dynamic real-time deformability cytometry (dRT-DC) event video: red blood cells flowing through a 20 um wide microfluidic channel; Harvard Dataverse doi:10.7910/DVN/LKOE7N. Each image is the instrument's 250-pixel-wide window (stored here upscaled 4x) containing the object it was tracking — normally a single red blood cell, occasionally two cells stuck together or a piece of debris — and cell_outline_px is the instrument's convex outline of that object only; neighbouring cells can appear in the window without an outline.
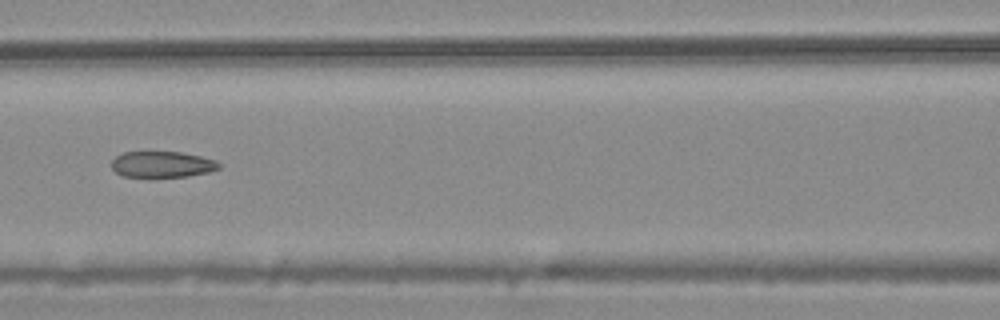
{"species": "common noctule bat (a hibernating species)", "species_latin": "Nyctalus noctula", "temperature_condition": "warm", "stored_images_in_passage": 5, "camera_frame_rate_fps": 3000, "um_per_image_px": 0.085, "animal": {"sex": "male", "body_mass_g": 20.4}, "frame": {"image": 1, "passage_image": 3, "time_ms": 0.667, "image_size_px": [1000, 320], "cell_outline_px": [[220, 168], [208, 172], [188, 176], [124, 176], [116, 172], [112, 168], [112, 160], [116, 156], [124, 152], [180, 152], [200, 156], [216, 160], [220, 164]], "centroid_in_image_um": [13.8, 13.96], "position_along_channel_um": 152.8, "area_um2": 16.07}}
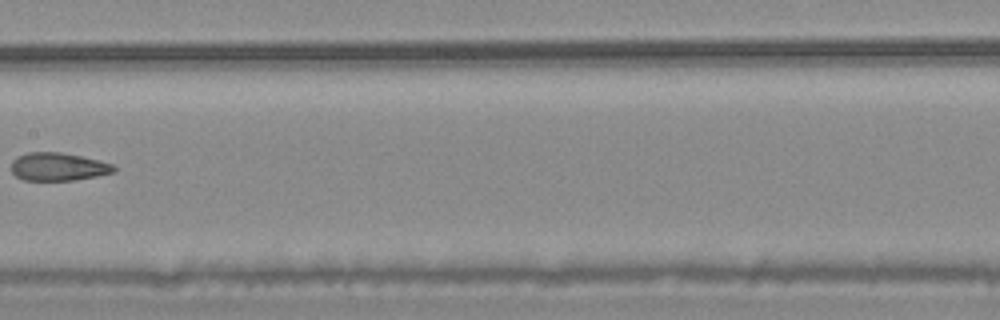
{"frame": {"image": 2, "passage_image": 4, "time_ms": 1.0, "image_size_px": [1000, 320], "cell_outline_px": [[116, 172], [76, 180], [24, 180], [16, 176], [12, 172], [12, 160], [16, 156], [28, 152], [60, 152], [80, 156], [112, 164], [116, 168]], "centroid_in_image_um": [4.92, 14.17], "position_along_channel_um": 202.5, "area_um2": 16.7}}
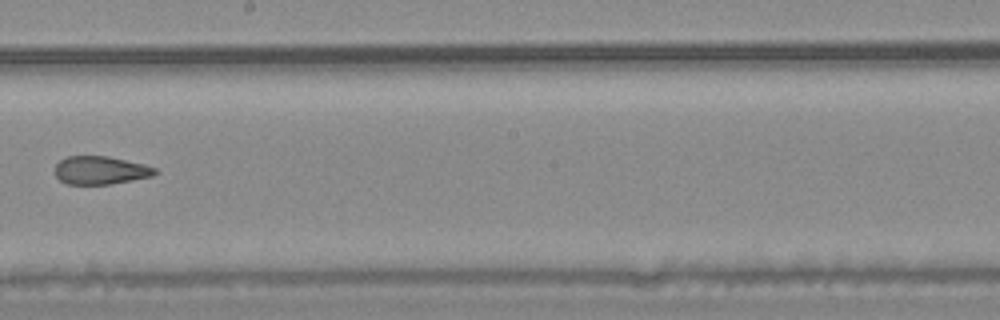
{"frame": {"image": 3, "passage_image": 5, "time_ms": 1.333, "image_size_px": [1000, 320], "cell_outline_px": [[160, 172], [152, 176], [132, 180], [108, 184], [68, 184], [60, 180], [56, 176], [56, 164], [60, 160], [68, 156], [108, 156], [144, 164], [156, 168]], "centroid_in_image_um": [8.57, 14.47], "position_along_channel_um": 239.6, "area_um2": 16.36}}